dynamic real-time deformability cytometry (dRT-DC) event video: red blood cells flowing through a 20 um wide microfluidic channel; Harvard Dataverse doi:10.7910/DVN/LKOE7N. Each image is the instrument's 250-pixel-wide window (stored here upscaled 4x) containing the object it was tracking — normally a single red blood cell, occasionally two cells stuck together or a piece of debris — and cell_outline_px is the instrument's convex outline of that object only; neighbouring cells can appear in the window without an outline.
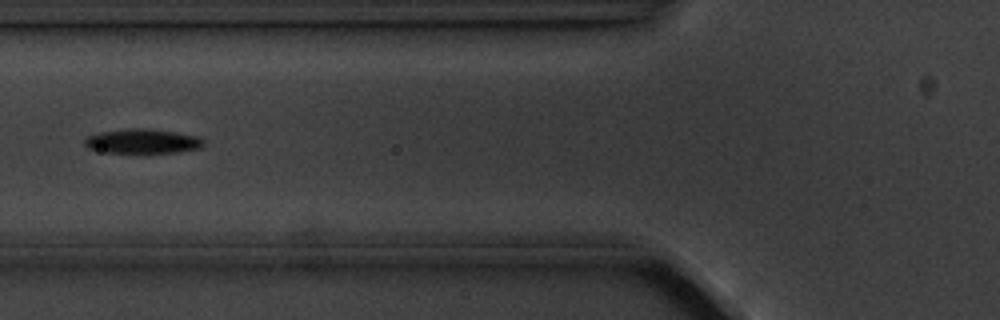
{"species": "common noctule bat (a hibernating species)", "species_latin": "Nyctalus noctula", "temperature_condition": "cold", "stored_images_in_passage": 14, "camera_frame_rate_fps": 3000, "um_per_image_px": 0.085, "animal": {"sex": "male", "body_mass_g": 20.1, "forearm_length_mm": 53.5}, "frame": {"image": 1, "passage_image": 5, "time_ms": 6.0, "image_size_px": [1000, 320], "cell_outline_px": [[204, 144], [200, 148], [176, 152], [104, 152], [88, 148], [84, 144], [84, 140], [88, 136], [100, 132], [128, 128], [148, 128], [176, 132], [200, 136], [204, 140]], "centroid_in_image_um": [12.14, 11.99], "position_along_channel_um": 113.7, "area_um2": 16.94}}
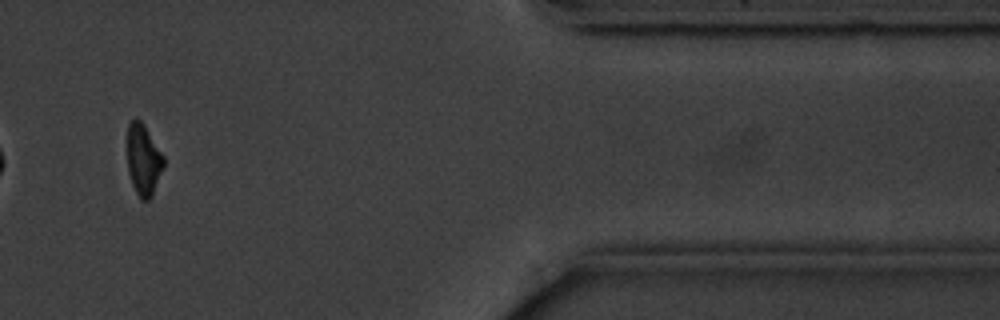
{"frame": {"image": 2, "passage_image": 12, "time_ms": 15.0, "image_size_px": [1000, 320], "cell_outline_px": [[164, 164], [152, 196], [148, 200], [140, 200], [132, 184], [128, 172], [128, 124], [136, 116], [144, 124], [164, 156]], "centroid_in_image_um": [12.19, 13.57], "position_along_channel_um": 399.2, "area_um2": 15.03}, "authors_computed_cell_mechanics": {"area_um2": 16.5886, "velocity_mm_per_s": 3.5703, "shape_relaxation_time_tau1_ms": 0.9794, "shape_relaxation_time_tau2_ms": null, "deformation_change_tau1": 0.0868, "deformation_change_tau2": null}}